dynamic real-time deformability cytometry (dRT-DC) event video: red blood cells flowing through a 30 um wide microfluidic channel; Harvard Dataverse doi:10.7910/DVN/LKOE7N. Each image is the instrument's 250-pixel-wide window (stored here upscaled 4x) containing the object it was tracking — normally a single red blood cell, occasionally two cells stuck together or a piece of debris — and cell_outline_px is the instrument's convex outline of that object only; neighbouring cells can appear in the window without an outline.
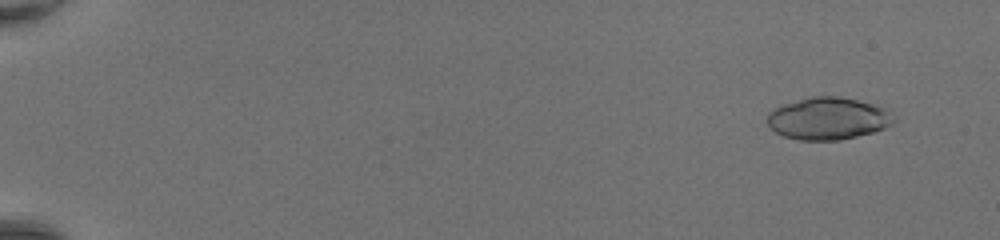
{"species": "common noctule bat (a hibernating species)", "species_latin": "Nyctalus noctula", "temperature_condition": "room temperature", "stored_images_in_passage": 49, "camera_frame_rate_fps": 3000, "um_per_image_px": 0.085, "animal": {"sex": "female", "body_mass_g": 20.0, "forearm_length_mm": 54.0}, "frame": {"image": 1, "passage_image": 4, "time_ms": 1.0, "image_size_px": [1000, 240], "cell_outline_px": [[896, 120], [892, 124], [884, 128], [872, 132], [840, 140], [800, 140], [784, 136], [768, 128], [768, 112], [784, 104], [812, 96], [840, 96], [872, 104], [884, 108]], "centroid_in_image_um": [70.36, 10.08], "position_along_channel_um": 14.6, "area_um2": 30.87}}
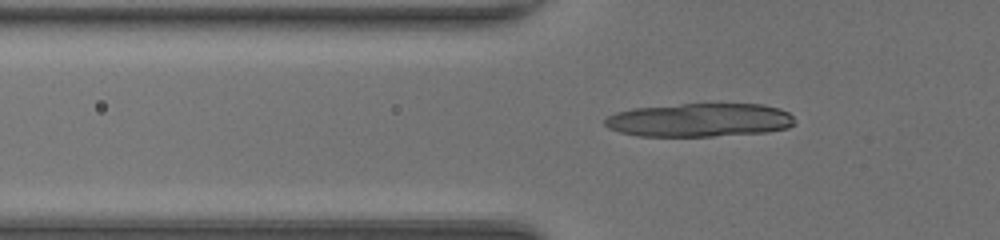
{"frame": {"image": 2, "passage_image": 19, "time_ms": 6.0, "image_size_px": [1000, 240], "cell_outline_px": [[796, 124], [788, 128], [768, 132], [712, 136], [636, 136], [620, 132], [608, 128], [604, 124], [604, 120], [608, 116], [616, 112], [632, 108], [680, 104], [760, 104], [780, 108], [788, 112], [796, 120]], "centroid_in_image_um": [59.48, 10.2], "position_along_channel_um": 66.3, "area_um2": 37.4}}